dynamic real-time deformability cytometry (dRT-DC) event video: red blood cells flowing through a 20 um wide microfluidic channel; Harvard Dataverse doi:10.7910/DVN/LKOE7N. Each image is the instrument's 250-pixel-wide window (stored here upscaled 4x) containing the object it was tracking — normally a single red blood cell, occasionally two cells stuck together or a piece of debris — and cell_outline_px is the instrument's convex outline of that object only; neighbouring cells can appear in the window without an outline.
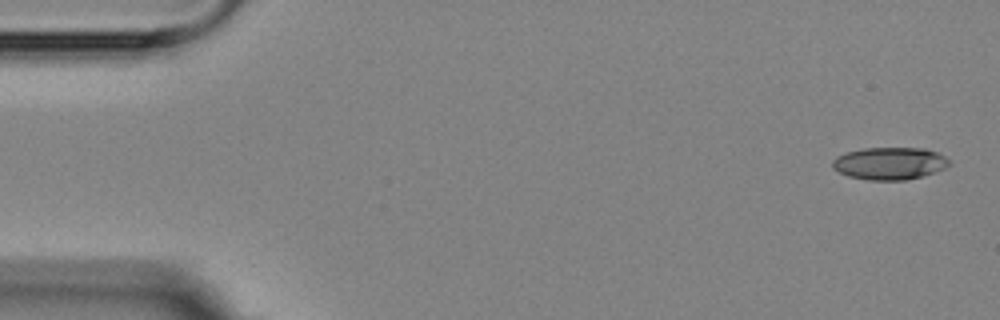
{"species": "Egyptian fruit bat (a non-hibernating species)", "species_latin": "Rousettus aegyptiacus", "temperature_condition": "room temperature", "stored_images_in_passage": 4, "camera_frame_rate_fps": 3000, "um_per_image_px": 0.085, "animal": {"sex": "female"}, "frame": {"image": 1, "passage_image": 1, "time_ms": 0.0, "image_size_px": [1000, 320], "cell_outline_px": [[952, 164], [944, 168], [924, 176], [904, 180], [868, 180], [848, 176], [832, 168], [832, 160], [836, 156], [848, 152], [864, 148], [924, 148], [936, 152], [944, 156]], "centroid_in_image_um": [75.61, 13.89], "position_along_channel_um": 9.4, "area_um2": 22.02}}
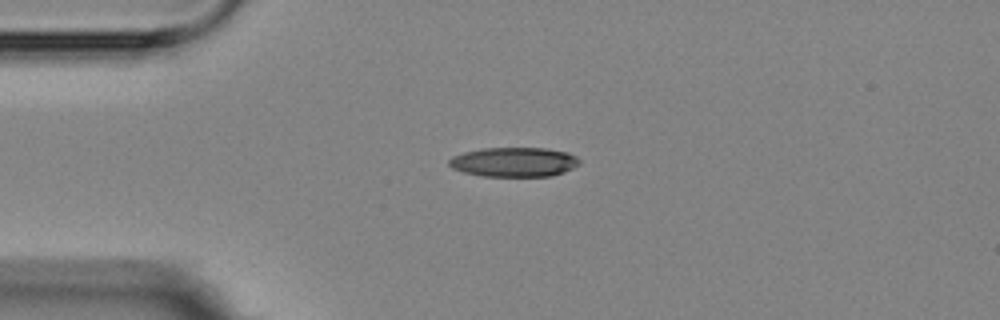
{"frame": {"image": 2, "passage_image": 4, "time_ms": 3.667, "image_size_px": [1000, 320], "cell_outline_px": [[580, 164], [564, 172], [552, 176], [484, 176], [464, 172], [452, 168], [448, 164], [448, 160], [452, 156], [464, 152], [480, 148], [544, 148], [568, 152], [576, 156], [580, 160]], "centroid_in_image_um": [43.69, 13.77], "position_along_channel_um": 41.3, "area_um2": 22.48}}